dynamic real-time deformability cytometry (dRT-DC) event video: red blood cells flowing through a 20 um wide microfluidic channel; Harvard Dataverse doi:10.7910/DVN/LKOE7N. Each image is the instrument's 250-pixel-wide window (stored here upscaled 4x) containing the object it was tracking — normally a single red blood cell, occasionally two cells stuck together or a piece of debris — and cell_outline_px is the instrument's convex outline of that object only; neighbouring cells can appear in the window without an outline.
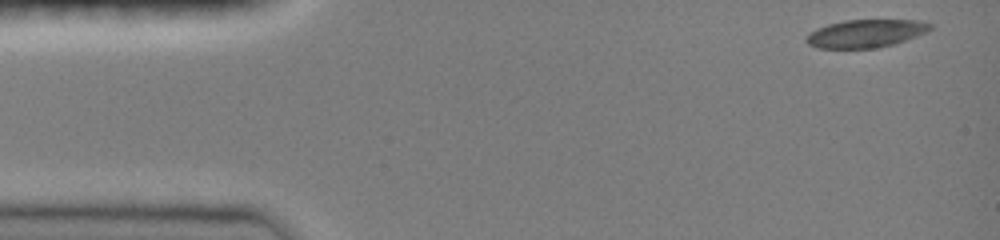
{"species": "common noctule bat (a hibernating species)", "species_latin": "Nyctalus noctula", "temperature_condition": "room temperature", "stored_images_in_passage": 41, "camera_frame_rate_fps": 3000, "um_per_image_px": 0.085, "animal": {"sex": "female", "body_mass_g": 19.0, "forearm_length_mm": 51.5}, "frame": {"image": 1, "passage_image": 1, "time_ms": 0.0, "image_size_px": [1000, 240], "cell_outline_px": [[932, 28], [928, 32], [892, 44], [876, 48], [816, 48], [808, 44], [804, 40], [816, 28], [828, 24], [844, 20], [920, 20], [932, 24]], "centroid_in_image_um": [73.59, 2.84], "position_along_channel_um": 11.4, "area_um2": 20.11}}
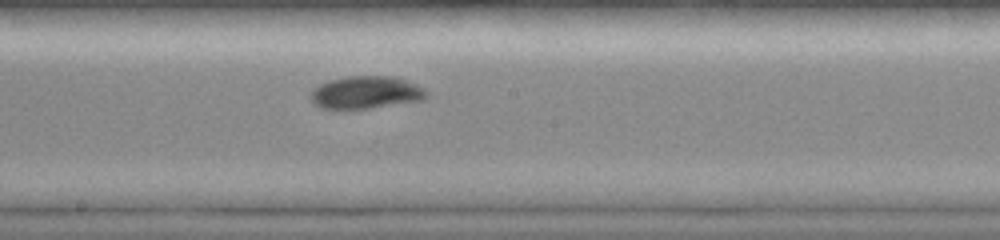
{"frame": {"image": 2, "passage_image": 24, "time_ms": 7.667, "image_size_px": [1000, 240], "cell_outline_px": [[428, 96], [424, 100], [368, 108], [320, 108], [312, 100], [312, 92], [320, 84], [328, 80], [348, 76], [392, 76], [404, 80], [424, 88], [428, 92]], "centroid_in_image_um": [31.15, 7.85], "position_along_channel_um": 217.1, "area_um2": 21.62}}
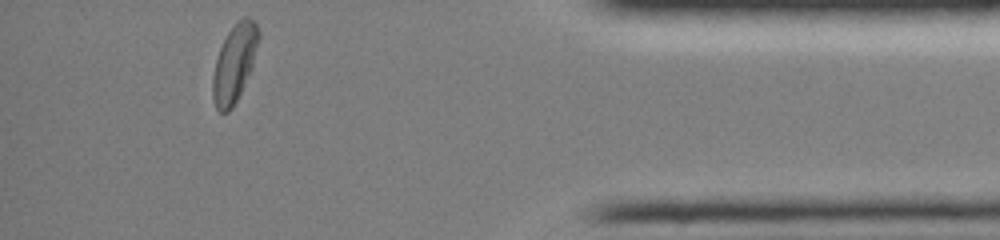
{"frame": {"image": 3, "passage_image": 41, "time_ms": 13.333, "image_size_px": [1000, 240], "cell_outline_px": [[260, 36], [252, 68], [232, 108], [228, 112], [220, 112], [216, 108], [212, 96], [212, 80], [216, 60], [220, 48], [228, 32], [244, 16], [248, 16], [256, 24], [260, 32]], "centroid_in_image_um": [19.93, 5.38], "position_along_channel_um": 415.3, "area_um2": 20.4}, "authors_computed_cell_mechanics": {"area_um2": 21.097, "velocity_mm_per_s": 4.0327, "shape_relaxation_time_tau1_ms": 3.2787, "shape_relaxation_time_tau2_ms": null, "deformation_change_tau1": 0.1775, "deformation_change_tau2": null}}